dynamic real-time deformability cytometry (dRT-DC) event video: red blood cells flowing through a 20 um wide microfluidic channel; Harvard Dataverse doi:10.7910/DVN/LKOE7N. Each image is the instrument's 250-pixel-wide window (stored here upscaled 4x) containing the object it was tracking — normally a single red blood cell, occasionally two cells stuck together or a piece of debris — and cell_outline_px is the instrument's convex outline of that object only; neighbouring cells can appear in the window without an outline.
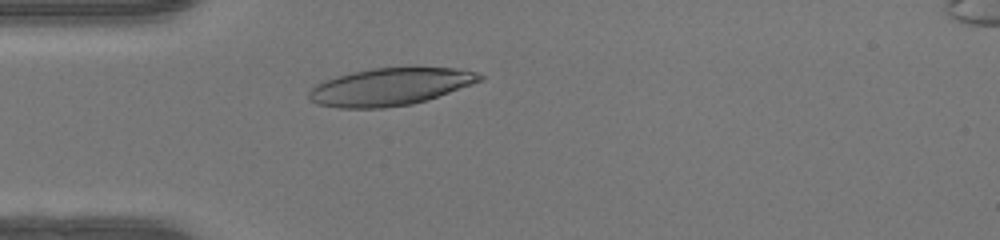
{"species": "human", "species_latin": "Homo sapiens", "temperature_condition": "warm", "stored_images_in_passage": 40, "camera_frame_rate_fps": 3000, "um_per_image_px": 0.085, "donor": {"sex": "female"}, "frame": {"image": 1, "passage_image": 10, "time_ms": 3.0, "image_size_px": [1000, 240], "cell_outline_px": [[484, 80], [412, 104], [384, 108], [340, 108], [316, 104], [308, 100], [308, 92], [316, 84], [324, 80], [336, 76], [352, 72], [372, 68], [456, 68], [476, 72], [484, 76]], "centroid_in_image_um": [33.1, 7.38], "position_along_channel_um": 51.9, "area_um2": 36.99}}
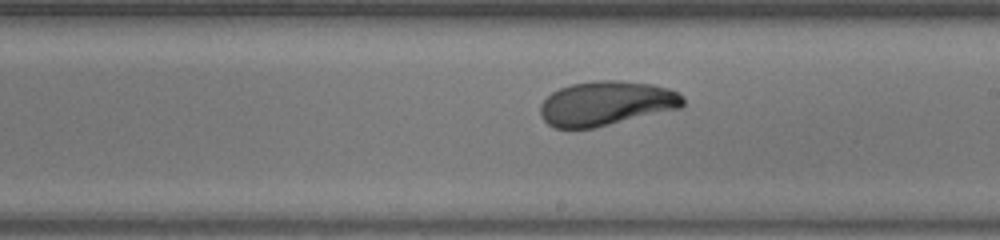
{"frame": {"image": 2, "passage_image": 24, "time_ms": 7.667, "image_size_px": [1000, 240], "cell_outline_px": [[684, 104], [680, 108], [592, 128], [556, 128], [548, 124], [540, 116], [540, 104], [552, 92], [560, 88], [572, 84], [592, 80], [616, 80], [652, 84], [668, 88], [680, 92], [684, 96]], "centroid_in_image_um": [51.53, 8.77], "position_along_channel_um": 237.5, "area_um2": 36.93}}
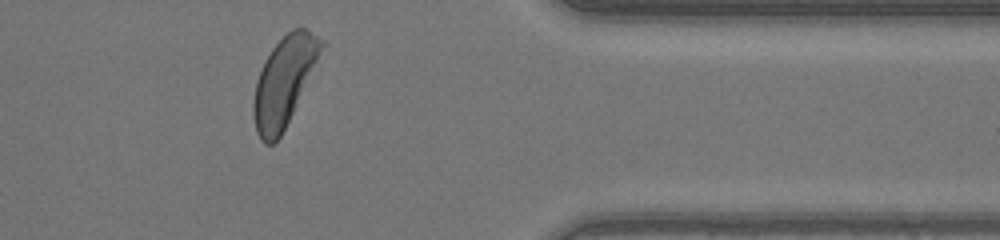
{"frame": {"image": 3, "passage_image": 36, "time_ms": 11.667, "image_size_px": [1000, 240], "cell_outline_px": [[328, 44], [280, 136], [272, 144], [264, 144], [260, 140], [256, 132], [252, 112], [252, 104], [256, 80], [272, 48], [292, 28], [304, 28], [324, 40]], "centroid_in_image_um": [24.17, 6.91], "position_along_channel_um": 387.2, "area_um2": 35.08}, "authors_computed_cell_mechanics": {"area_um2": 36.7608, "velocity_mm_per_s": 4.2058, "shape_relaxation_time_tau1_ms": 3.6215, "shape_relaxation_time_tau2_ms": 1.0176, "deformation_change_tau1": 0.1724, "deformation_change_tau2": 0.0578}}